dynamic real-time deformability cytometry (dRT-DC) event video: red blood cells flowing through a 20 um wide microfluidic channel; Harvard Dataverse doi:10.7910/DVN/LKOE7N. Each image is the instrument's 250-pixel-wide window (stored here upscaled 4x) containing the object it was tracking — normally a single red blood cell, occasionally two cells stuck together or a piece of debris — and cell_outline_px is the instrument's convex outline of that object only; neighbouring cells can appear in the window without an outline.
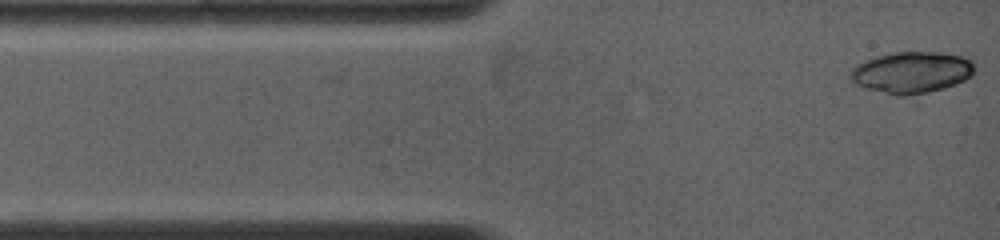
{"species": "common noctule bat (a hibernating species)", "species_latin": "Nyctalus noctula", "temperature_condition": "warm", "stored_images_in_passage": 9, "camera_frame_rate_fps": 5000, "um_per_image_px": 0.085, "animal": {"sex": "female", "body_mass_g": 19.0, "forearm_length_mm": 53.3}, "frame": {"image": 1, "passage_image": 1, "time_ms": 0.0, "image_size_px": [1000, 240], "cell_outline_px": [[972, 76], [956, 84], [944, 88], [928, 92], [904, 96], [896, 96], [868, 88], [856, 84], [848, 76], [848, 72], [852, 68], [868, 60], [880, 56], [896, 52], [936, 52], [960, 56], [972, 60]], "centroid_in_image_um": [77.48, 6.17], "position_along_channel_um": 7.5, "area_um2": 29.54}}